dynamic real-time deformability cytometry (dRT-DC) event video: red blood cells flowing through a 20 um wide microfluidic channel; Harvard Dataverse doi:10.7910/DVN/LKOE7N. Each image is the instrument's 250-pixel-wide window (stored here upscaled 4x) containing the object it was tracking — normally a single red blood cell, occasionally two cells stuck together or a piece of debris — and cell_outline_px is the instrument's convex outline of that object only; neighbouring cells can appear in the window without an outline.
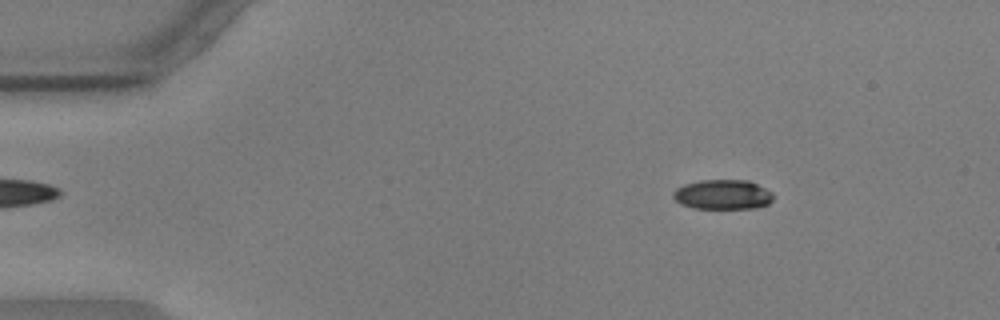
{"species": "common noctule bat (a hibernating species)", "species_latin": "Nyctalus noctula", "temperature_condition": "warm", "stored_images_in_passage": 51, "camera_frame_rate_fps": 3000, "um_per_image_px": 0.085, "animal": {"sex": "male", "body_mass_g": 17.9, "forearm_length_mm": 54.2}, "frame": {"image": 1, "passage_image": 3, "time_ms": 0.667, "image_size_px": [1000, 320], "cell_outline_px": [[772, 200], [768, 204], [756, 208], [692, 208], [680, 204], [672, 196], [672, 192], [676, 188], [684, 184], [700, 180], [748, 180], [772, 192]], "centroid_in_image_um": [61.39, 16.53], "position_along_channel_um": 23.6, "area_um2": 17.34}}
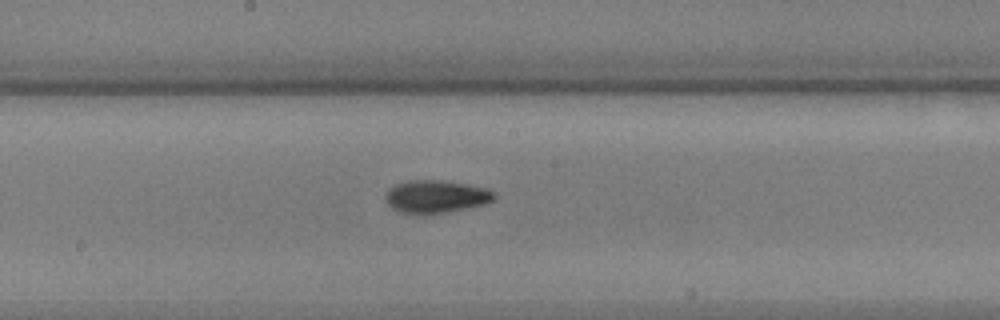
{"frame": {"image": 2, "passage_image": 25, "time_ms": 8.0, "image_size_px": [1000, 320], "cell_outline_px": [[496, 196], [492, 200], [484, 204], [468, 208], [444, 212], [400, 212], [392, 208], [384, 200], [384, 196], [396, 184], [408, 180], [444, 180], [468, 184], [488, 188], [496, 192]], "centroid_in_image_um": [37.1, 16.67], "position_along_channel_um": 211.1, "area_um2": 20.46}}
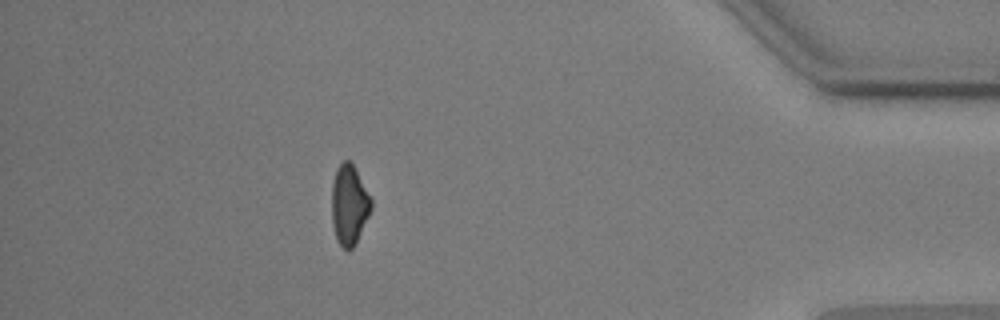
{"frame": {"image": 3, "passage_image": 45, "time_ms": 14.667, "image_size_px": [1000, 320], "cell_outline_px": [[372, 208], [356, 244], [348, 252], [336, 240], [332, 224], [332, 184], [336, 168], [344, 160], [348, 160], [356, 168], [372, 196]], "centroid_in_image_um": [29.7, 17.41], "position_along_channel_um": 405.5, "area_um2": 18.79}, "authors_computed_cell_mechanics": {"area_um2": 18.9006, "velocity_mm_per_s": 3.5924, "shape_relaxation_time_tau1_ms": 4.0206, "shape_relaxation_time_tau2_ms": 5.1944, "deformation_change_tau1": 0.1297, "deformation_change_tau2": 0.117}}